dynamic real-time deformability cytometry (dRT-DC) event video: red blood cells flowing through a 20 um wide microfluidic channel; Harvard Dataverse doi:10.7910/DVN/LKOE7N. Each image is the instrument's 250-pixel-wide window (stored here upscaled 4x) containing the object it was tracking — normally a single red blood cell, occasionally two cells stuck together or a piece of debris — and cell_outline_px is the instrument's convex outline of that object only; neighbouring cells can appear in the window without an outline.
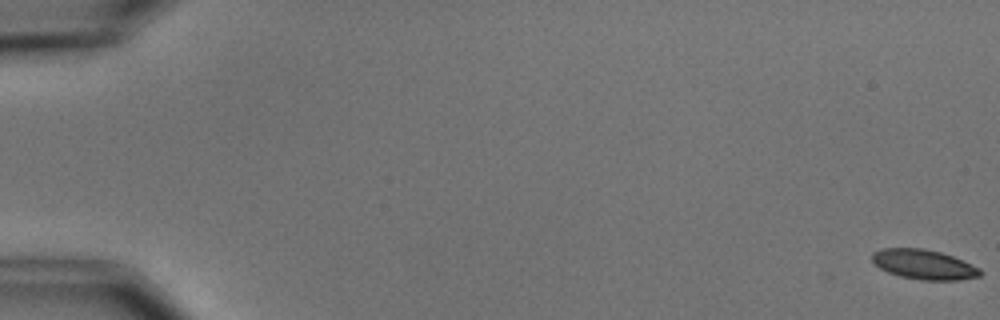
{"species": "common noctule bat (a hibernating species)", "species_latin": "Nyctalus noctula", "temperature_condition": "cold", "stored_images_in_passage": 5, "camera_frame_rate_fps": 3000, "um_per_image_px": 0.085, "animal": {"sex": "male", "body_mass_g": 15.6}, "frame": {"image": 1, "passage_image": 1, "time_ms": 0.0, "image_size_px": [1000, 320], "cell_outline_px": [[984, 272], [980, 276], [960, 280], [920, 280], [900, 276], [888, 272], [880, 268], [872, 260], [872, 252], [884, 248], [924, 248], [940, 252], [952, 256], [980, 268]], "centroid_in_image_um": [78.54, 22.48], "position_along_channel_um": 6.5, "area_um2": 18.73}}
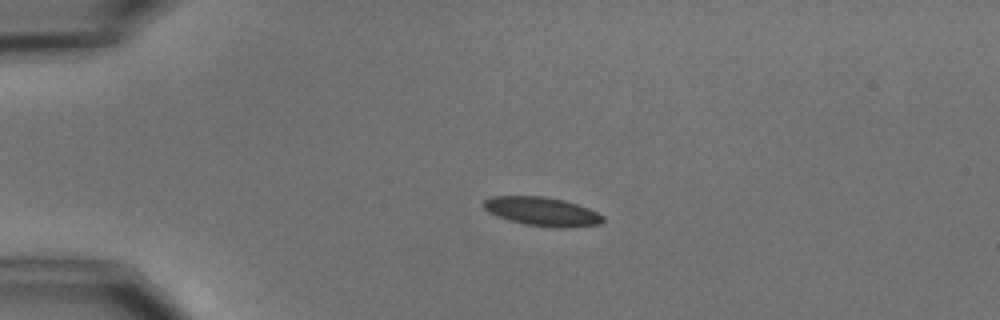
{"frame": {"image": 2, "passage_image": 4, "time_ms": 4.333, "image_size_px": [1000, 320], "cell_outline_px": [[604, 220], [600, 224], [564, 228], [560, 228], [524, 224], [508, 220], [488, 212], [484, 208], [484, 200], [492, 196], [544, 196], [564, 200], [588, 208], [604, 216]], "centroid_in_image_um": [46.08, 17.98], "position_along_channel_um": 38.9, "area_um2": 19.94}}